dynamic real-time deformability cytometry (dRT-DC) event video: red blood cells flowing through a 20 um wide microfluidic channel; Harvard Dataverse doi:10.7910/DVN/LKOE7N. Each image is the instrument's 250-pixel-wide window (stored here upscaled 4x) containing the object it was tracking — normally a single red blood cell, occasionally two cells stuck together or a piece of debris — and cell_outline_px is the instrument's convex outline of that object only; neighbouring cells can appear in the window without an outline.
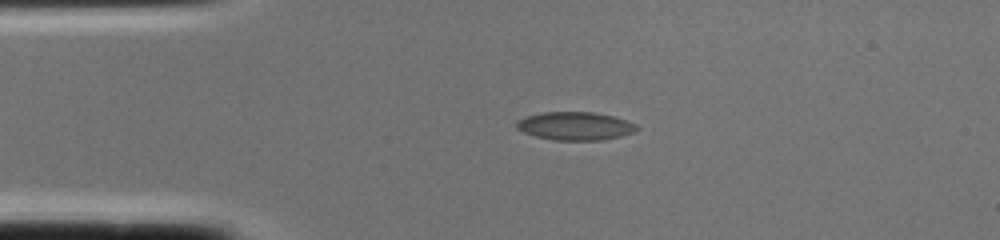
{"species": "common noctule bat (a hibernating species)", "species_latin": "Nyctalus noctula", "temperature_condition": "cold", "stored_images_in_passage": 1, "camera_frame_rate_fps": 3000, "um_per_image_px": 0.085, "animal": {"sex": "female", "body_mass_g": 22.0, "forearm_length_mm": 56.7}, "frame": {"image": 1, "passage_image": 1, "time_ms": 0.0, "image_size_px": [1000, 240], "cell_outline_px": [[640, 128], [636, 132], [620, 136], [600, 140], [556, 140], [536, 136], [524, 132], [516, 128], [516, 120], [540, 112], [592, 112], [612, 116], [636, 124]], "centroid_in_image_um": [48.89, 10.71], "position_along_channel_um": 36.1, "area_um2": 19.65}}